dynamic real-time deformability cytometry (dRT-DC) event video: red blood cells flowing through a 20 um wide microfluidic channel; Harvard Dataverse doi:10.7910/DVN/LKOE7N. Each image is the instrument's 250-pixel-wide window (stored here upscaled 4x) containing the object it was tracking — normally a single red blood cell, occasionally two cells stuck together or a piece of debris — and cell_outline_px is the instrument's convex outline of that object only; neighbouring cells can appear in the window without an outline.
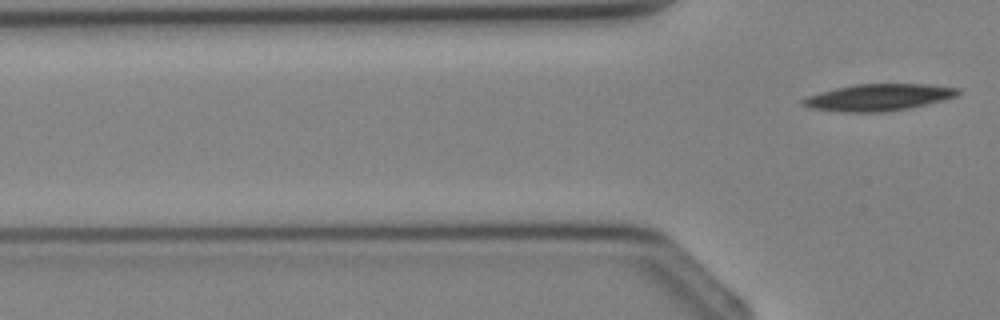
{"species": "Egyptian fruit bat (a non-hibernating species)", "species_latin": "Rousettus aegyptiacus", "temperature_condition": "cold", "stored_images_in_passage": 5, "segment_of_instrument_passage": [2, 2], "camera_frame_rate_fps": 3000, "um_per_image_px": 0.085, "animal": {"sex": "female"}, "frame": {"image": 1, "passage_image": 5, "time_ms": 5.333, "image_size_px": [1000, 320], "cell_outline_px": [[960, 92], [956, 96], [944, 100], [928, 104], [908, 108], [884, 112], [836, 112], [808, 108], [800, 104], [800, 100], [808, 96], [820, 92], [836, 88], [856, 84], [928, 84], [960, 88]], "centroid_in_image_um": [74.64, 8.28], "position_along_channel_um": 51.2, "area_um2": 24.39}}